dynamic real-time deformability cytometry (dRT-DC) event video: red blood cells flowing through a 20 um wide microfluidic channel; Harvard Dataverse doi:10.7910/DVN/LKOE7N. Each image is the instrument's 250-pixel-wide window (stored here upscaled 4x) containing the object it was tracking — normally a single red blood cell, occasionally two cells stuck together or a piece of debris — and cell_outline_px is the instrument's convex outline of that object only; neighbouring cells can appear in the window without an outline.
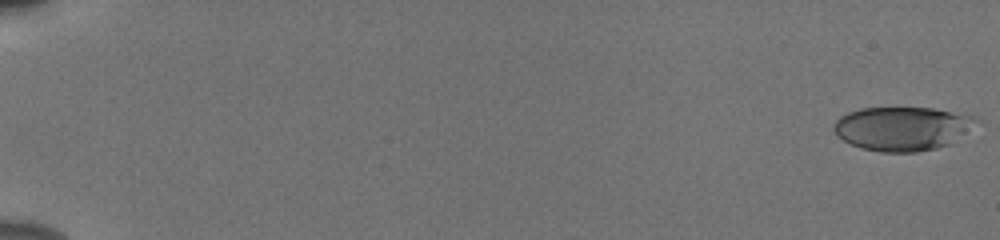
{"species": "human", "species_latin": "Homo sapiens", "temperature_condition": "cold", "stored_images_in_passage": 55, "camera_frame_rate_fps": 3000, "um_per_image_px": 0.085, "donor": {"sex": "male"}, "frame": {"image": 1, "passage_image": 1, "time_ms": 0.0, "image_size_px": [1000, 240], "cell_outline_px": [[980, 120], [948, 144], [936, 148], [916, 152], [880, 152], [860, 148], [844, 140], [832, 128], [832, 124], [840, 116], [848, 112], [860, 108], [932, 108], [976, 116]], "centroid_in_image_um": [76.66, 10.92], "position_along_channel_um": 8.3, "area_um2": 36.07}}
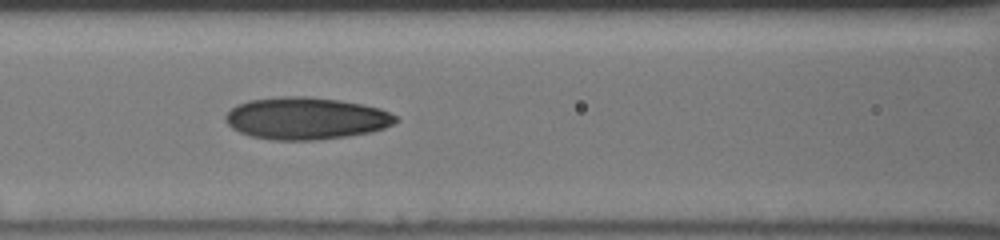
{"frame": {"image": 2, "passage_image": 27, "time_ms": 8.667, "image_size_px": [1000, 240], "cell_outline_px": [[400, 120], [384, 128], [372, 132], [344, 136], [312, 140], [272, 140], [252, 136], [240, 132], [232, 128], [224, 120], [224, 116], [236, 104], [248, 100], [280, 96], [308, 96], [340, 100], [380, 108], [396, 116]], "centroid_in_image_um": [25.98, 10.05], "position_along_channel_um": 140.6, "area_um2": 41.79}}
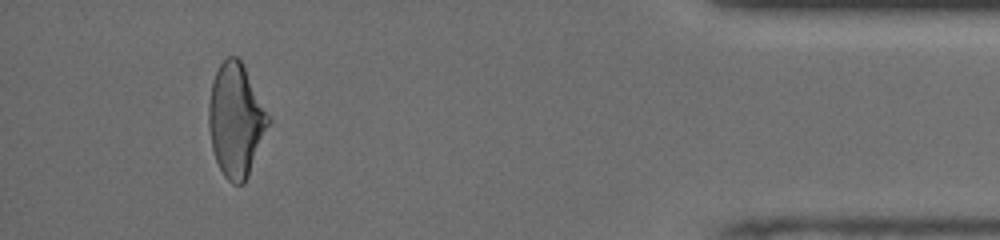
{"frame": {"image": 3, "passage_image": 52, "time_ms": 17.0, "image_size_px": [1000, 240], "cell_outline_px": [[272, 120], [248, 176], [244, 184], [232, 184], [224, 176], [216, 160], [212, 148], [208, 124], [208, 104], [212, 84], [216, 72], [220, 64], [228, 56], [236, 56], [240, 60]], "centroid_in_image_um": [20.05, 10.25], "position_along_channel_um": 415.1, "area_um2": 39.19}, "authors_computed_cell_mechanics": {"area_um2": 38.7838, "velocity_mm_per_s": 3.8641, "shape_relaxation_time_tau1_ms": 10.1097, "shape_relaxation_time_tau2_ms": 2.2222, "deformation_change_tau1": 0.2417, "deformation_change_tau2": 0.095}}